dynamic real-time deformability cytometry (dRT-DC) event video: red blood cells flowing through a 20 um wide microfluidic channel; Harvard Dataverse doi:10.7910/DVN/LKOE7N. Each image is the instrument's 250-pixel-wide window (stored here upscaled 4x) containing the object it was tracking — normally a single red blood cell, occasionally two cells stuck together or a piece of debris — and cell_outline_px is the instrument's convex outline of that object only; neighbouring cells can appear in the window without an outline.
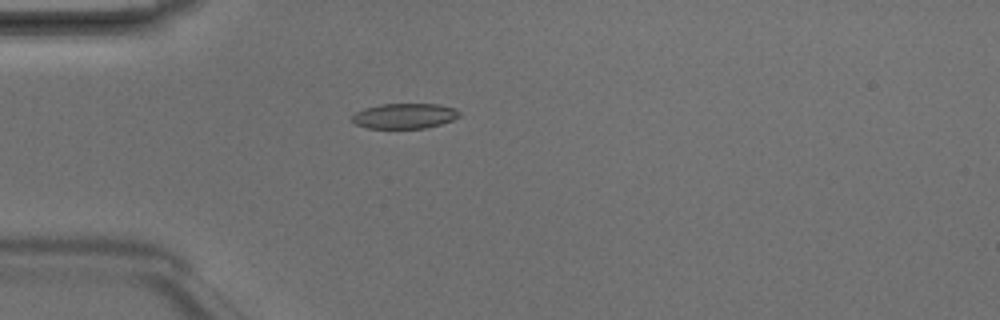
{"species": "Egyptian fruit bat (a non-hibernating species)", "species_latin": "Rousettus aegyptiacus", "temperature_condition": "room temperature", "stored_images_in_passage": 1, "camera_frame_rate_fps": 3000, "um_per_image_px": 0.085, "animal": {"sex": "male"}, "frame": {"image": 1, "passage_image": 1, "time_ms": 0.0, "image_size_px": [1000, 320], "cell_outline_px": [[460, 116], [452, 120], [440, 124], [424, 128], [368, 128], [356, 124], [352, 120], [352, 116], [356, 112], [364, 108], [380, 104], [440, 104], [456, 108], [460, 112]], "centroid_in_image_um": [34.4, 9.84], "position_along_channel_um": 50.6, "area_um2": 15.78}}